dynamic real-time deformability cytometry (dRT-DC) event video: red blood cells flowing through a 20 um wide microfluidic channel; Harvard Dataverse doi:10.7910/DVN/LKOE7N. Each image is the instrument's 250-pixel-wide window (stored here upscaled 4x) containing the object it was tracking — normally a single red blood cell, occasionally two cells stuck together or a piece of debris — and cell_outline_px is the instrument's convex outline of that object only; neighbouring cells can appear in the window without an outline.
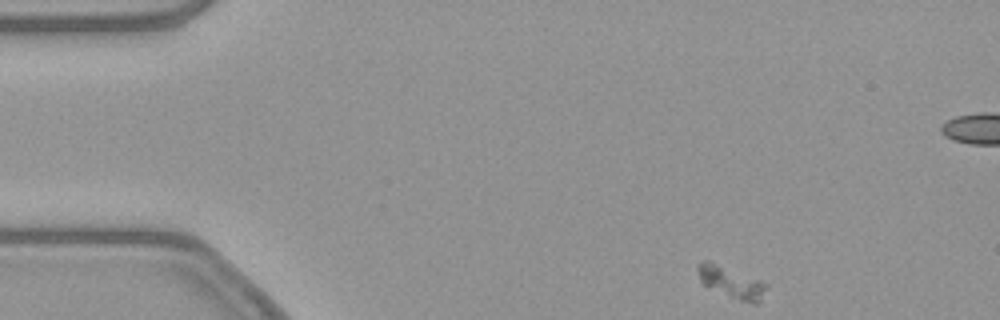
{"species": "common noctule bat (a hibernating species)", "species_latin": "Nyctalus noctula", "temperature_condition": "warm", "stored_images_in_passage": 50, "camera_frame_rate_fps": 3000, "um_per_image_px": 0.085, "animal": {"sex": "female", "body_mass_g": 21.9}, "frame": {"image": 1, "passage_image": 1, "time_ms": 0.0, "image_size_px": [1000, 320], "cell_outline_px": [[768, 284], [760, 300], [756, 304], [752, 304], [740, 300], [708, 288], [700, 280], [696, 272], [696, 264], [704, 260], [708, 260]], "centroid_in_image_um": [62.08, 23.98], "position_along_channel_um": 22.9, "area_um2": 12.37}}
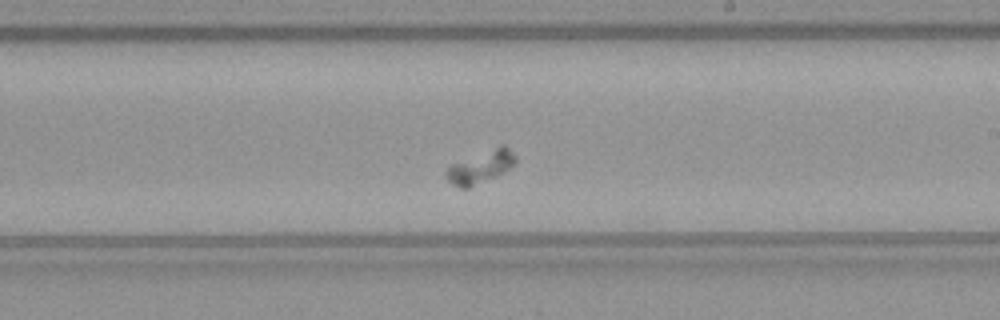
{"frame": {"image": 2, "passage_image": 26, "time_ms": 8.333, "image_size_px": [1000, 320], "cell_outline_px": [[516, 160], [504, 172], [496, 176], [468, 188], [460, 188], [452, 184], [444, 176], [444, 172], [452, 164], [500, 144], [504, 144], [516, 156]], "centroid_in_image_um": [40.83, 14.18], "position_along_channel_um": 248.2, "area_um2": 13.01}}
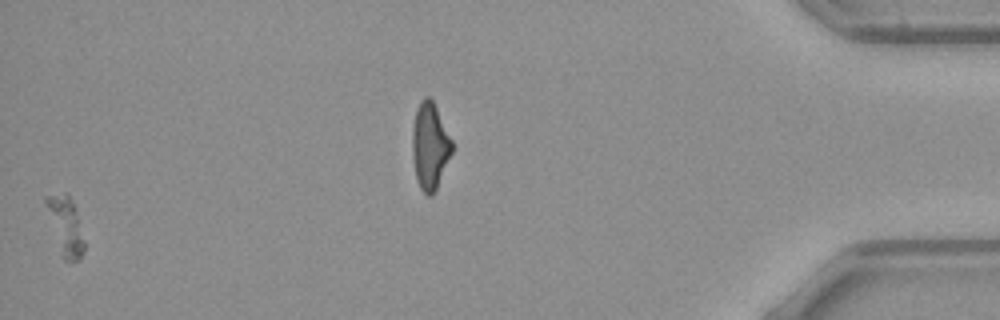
{"frame": {"image": 3, "passage_image": 49, "time_ms": 16.0, "image_size_px": [1000, 320], "cell_outline_px": [[84, 252], [80, 260], [64, 260], [44, 200], [44, 196], [64, 192], [68, 196], [76, 208], [84, 240]], "centroid_in_image_um": [5.6, 19.17], "position_along_channel_um": 429.6, "area_um2": 12.43}}